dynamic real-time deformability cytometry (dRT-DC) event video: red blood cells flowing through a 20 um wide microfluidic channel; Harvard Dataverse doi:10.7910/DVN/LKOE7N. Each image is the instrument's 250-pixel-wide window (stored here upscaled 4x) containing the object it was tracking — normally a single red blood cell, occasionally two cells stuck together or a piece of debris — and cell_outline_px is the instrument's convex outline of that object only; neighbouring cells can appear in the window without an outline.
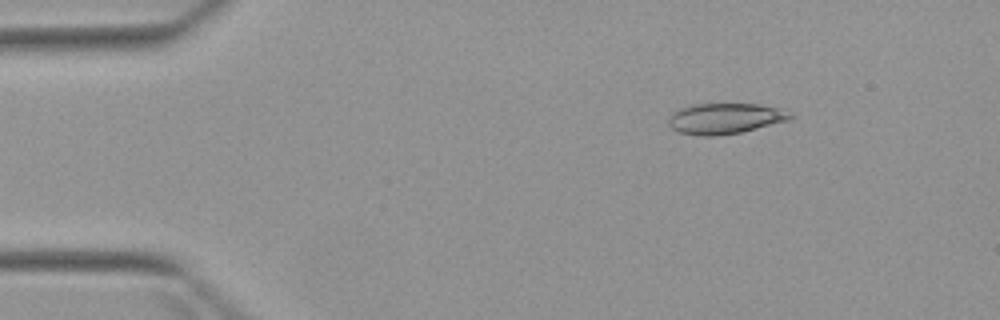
{"species": "Egyptian fruit bat (a non-hibernating species)", "species_latin": "Rousettus aegyptiacus", "temperature_condition": "warm", "stored_images_in_passage": 4, "camera_frame_rate_fps": 3000, "um_per_image_px": 0.085, "animal": {"sex": "female"}, "frame": {"image": 1, "passage_image": 2, "time_ms": 1.0, "image_size_px": [1000, 320], "cell_outline_px": [[796, 116], [788, 120], [740, 132], [712, 136], [704, 136], [680, 132], [672, 128], [668, 124], [668, 120], [672, 112], [680, 108], [692, 104], [760, 104], [776, 108]], "centroid_in_image_um": [61.58, 10.06], "position_along_channel_um": 23.4, "area_um2": 21.44}}